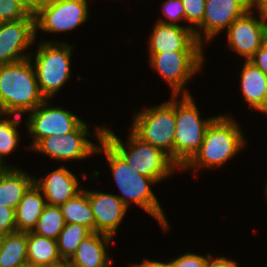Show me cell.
<instances>
[{"label": "cell", "mask_w": 267, "mask_h": 267, "mask_svg": "<svg viewBox=\"0 0 267 267\" xmlns=\"http://www.w3.org/2000/svg\"><path fill=\"white\" fill-rule=\"evenodd\" d=\"M15 231H17L15 210L0 206V238Z\"/></svg>", "instance_id": "cell-32"}, {"label": "cell", "mask_w": 267, "mask_h": 267, "mask_svg": "<svg viewBox=\"0 0 267 267\" xmlns=\"http://www.w3.org/2000/svg\"><path fill=\"white\" fill-rule=\"evenodd\" d=\"M163 5V14L169 19H158V22L164 24L178 25L177 21L185 19V10L181 0H166Z\"/></svg>", "instance_id": "cell-30"}, {"label": "cell", "mask_w": 267, "mask_h": 267, "mask_svg": "<svg viewBox=\"0 0 267 267\" xmlns=\"http://www.w3.org/2000/svg\"><path fill=\"white\" fill-rule=\"evenodd\" d=\"M105 126L96 129V137L100 145L97 152L103 150L111 168L115 182L122 194L117 195L127 206L133 202L149 213L160 223L164 231L169 224L164 215L151 185L157 183L154 179L138 173L128 162L103 138ZM131 202V203H130Z\"/></svg>", "instance_id": "cell-1"}, {"label": "cell", "mask_w": 267, "mask_h": 267, "mask_svg": "<svg viewBox=\"0 0 267 267\" xmlns=\"http://www.w3.org/2000/svg\"><path fill=\"white\" fill-rule=\"evenodd\" d=\"M264 44L267 45V23H266V26H265V37H264Z\"/></svg>", "instance_id": "cell-39"}, {"label": "cell", "mask_w": 267, "mask_h": 267, "mask_svg": "<svg viewBox=\"0 0 267 267\" xmlns=\"http://www.w3.org/2000/svg\"><path fill=\"white\" fill-rule=\"evenodd\" d=\"M33 184L34 177L16 167L0 168V206L15 210Z\"/></svg>", "instance_id": "cell-20"}, {"label": "cell", "mask_w": 267, "mask_h": 267, "mask_svg": "<svg viewBox=\"0 0 267 267\" xmlns=\"http://www.w3.org/2000/svg\"><path fill=\"white\" fill-rule=\"evenodd\" d=\"M65 225L60 207L47 204L31 232L56 240Z\"/></svg>", "instance_id": "cell-26"}, {"label": "cell", "mask_w": 267, "mask_h": 267, "mask_svg": "<svg viewBox=\"0 0 267 267\" xmlns=\"http://www.w3.org/2000/svg\"><path fill=\"white\" fill-rule=\"evenodd\" d=\"M248 10V0H206L202 24L194 31L195 38L204 44L199 29L204 32L205 40H211Z\"/></svg>", "instance_id": "cell-14"}, {"label": "cell", "mask_w": 267, "mask_h": 267, "mask_svg": "<svg viewBox=\"0 0 267 267\" xmlns=\"http://www.w3.org/2000/svg\"><path fill=\"white\" fill-rule=\"evenodd\" d=\"M71 51V45L58 41L39 44L33 66L39 90L45 99L52 98L70 79Z\"/></svg>", "instance_id": "cell-6"}, {"label": "cell", "mask_w": 267, "mask_h": 267, "mask_svg": "<svg viewBox=\"0 0 267 267\" xmlns=\"http://www.w3.org/2000/svg\"><path fill=\"white\" fill-rule=\"evenodd\" d=\"M131 129L143 141L161 149L173 161L175 96L172 100L135 114Z\"/></svg>", "instance_id": "cell-7"}, {"label": "cell", "mask_w": 267, "mask_h": 267, "mask_svg": "<svg viewBox=\"0 0 267 267\" xmlns=\"http://www.w3.org/2000/svg\"><path fill=\"white\" fill-rule=\"evenodd\" d=\"M248 10L236 19L227 29V42L233 51L249 61L256 51L264 44L267 15L259 12L260 20L252 16Z\"/></svg>", "instance_id": "cell-13"}, {"label": "cell", "mask_w": 267, "mask_h": 267, "mask_svg": "<svg viewBox=\"0 0 267 267\" xmlns=\"http://www.w3.org/2000/svg\"><path fill=\"white\" fill-rule=\"evenodd\" d=\"M54 0H23L24 5L35 13L40 7L51 4Z\"/></svg>", "instance_id": "cell-35"}, {"label": "cell", "mask_w": 267, "mask_h": 267, "mask_svg": "<svg viewBox=\"0 0 267 267\" xmlns=\"http://www.w3.org/2000/svg\"><path fill=\"white\" fill-rule=\"evenodd\" d=\"M35 183L27 190L15 209L17 231L29 232L34 229L47 202Z\"/></svg>", "instance_id": "cell-21"}, {"label": "cell", "mask_w": 267, "mask_h": 267, "mask_svg": "<svg viewBox=\"0 0 267 267\" xmlns=\"http://www.w3.org/2000/svg\"><path fill=\"white\" fill-rule=\"evenodd\" d=\"M249 61L267 76V45L263 44Z\"/></svg>", "instance_id": "cell-33"}, {"label": "cell", "mask_w": 267, "mask_h": 267, "mask_svg": "<svg viewBox=\"0 0 267 267\" xmlns=\"http://www.w3.org/2000/svg\"><path fill=\"white\" fill-rule=\"evenodd\" d=\"M66 224L78 223L95 231V218L88 198V191L83 189L74 198L60 206Z\"/></svg>", "instance_id": "cell-24"}, {"label": "cell", "mask_w": 267, "mask_h": 267, "mask_svg": "<svg viewBox=\"0 0 267 267\" xmlns=\"http://www.w3.org/2000/svg\"><path fill=\"white\" fill-rule=\"evenodd\" d=\"M245 142L237 122L228 115L220 114L206 129L199 150L180 170L194 168L196 172L201 166H221L243 149Z\"/></svg>", "instance_id": "cell-3"}, {"label": "cell", "mask_w": 267, "mask_h": 267, "mask_svg": "<svg viewBox=\"0 0 267 267\" xmlns=\"http://www.w3.org/2000/svg\"><path fill=\"white\" fill-rule=\"evenodd\" d=\"M112 237L92 232L77 247L76 252L67 261L69 267H111L112 260L107 255L106 246Z\"/></svg>", "instance_id": "cell-18"}, {"label": "cell", "mask_w": 267, "mask_h": 267, "mask_svg": "<svg viewBox=\"0 0 267 267\" xmlns=\"http://www.w3.org/2000/svg\"><path fill=\"white\" fill-rule=\"evenodd\" d=\"M47 267H69L68 263L66 261H64L61 264L55 265V266H47Z\"/></svg>", "instance_id": "cell-38"}, {"label": "cell", "mask_w": 267, "mask_h": 267, "mask_svg": "<svg viewBox=\"0 0 267 267\" xmlns=\"http://www.w3.org/2000/svg\"><path fill=\"white\" fill-rule=\"evenodd\" d=\"M103 138L138 173L154 179L157 183L169 177L177 168L179 169L165 152L143 141L132 130L124 144L108 128L104 129Z\"/></svg>", "instance_id": "cell-4"}, {"label": "cell", "mask_w": 267, "mask_h": 267, "mask_svg": "<svg viewBox=\"0 0 267 267\" xmlns=\"http://www.w3.org/2000/svg\"><path fill=\"white\" fill-rule=\"evenodd\" d=\"M88 198L95 218V231L113 238L128 207L111 193L88 191Z\"/></svg>", "instance_id": "cell-16"}, {"label": "cell", "mask_w": 267, "mask_h": 267, "mask_svg": "<svg viewBox=\"0 0 267 267\" xmlns=\"http://www.w3.org/2000/svg\"><path fill=\"white\" fill-rule=\"evenodd\" d=\"M28 232L15 231L0 238V267L27 265Z\"/></svg>", "instance_id": "cell-23"}, {"label": "cell", "mask_w": 267, "mask_h": 267, "mask_svg": "<svg viewBox=\"0 0 267 267\" xmlns=\"http://www.w3.org/2000/svg\"><path fill=\"white\" fill-rule=\"evenodd\" d=\"M21 267H31V266L27 264V265H24V266H21Z\"/></svg>", "instance_id": "cell-40"}, {"label": "cell", "mask_w": 267, "mask_h": 267, "mask_svg": "<svg viewBox=\"0 0 267 267\" xmlns=\"http://www.w3.org/2000/svg\"><path fill=\"white\" fill-rule=\"evenodd\" d=\"M265 191H266V193H265V194H266V198H267V185H266V189H265Z\"/></svg>", "instance_id": "cell-41"}, {"label": "cell", "mask_w": 267, "mask_h": 267, "mask_svg": "<svg viewBox=\"0 0 267 267\" xmlns=\"http://www.w3.org/2000/svg\"><path fill=\"white\" fill-rule=\"evenodd\" d=\"M91 233L92 231L84 225L78 223L66 224L56 239L61 258L67 262L76 252L82 240Z\"/></svg>", "instance_id": "cell-25"}, {"label": "cell", "mask_w": 267, "mask_h": 267, "mask_svg": "<svg viewBox=\"0 0 267 267\" xmlns=\"http://www.w3.org/2000/svg\"><path fill=\"white\" fill-rule=\"evenodd\" d=\"M35 18L0 23V65L13 64L30 58L24 54L36 40Z\"/></svg>", "instance_id": "cell-12"}, {"label": "cell", "mask_w": 267, "mask_h": 267, "mask_svg": "<svg viewBox=\"0 0 267 267\" xmlns=\"http://www.w3.org/2000/svg\"><path fill=\"white\" fill-rule=\"evenodd\" d=\"M88 125L82 122L73 132L40 139L32 149L56 160H82L97 152L98 146L89 141Z\"/></svg>", "instance_id": "cell-10"}, {"label": "cell", "mask_w": 267, "mask_h": 267, "mask_svg": "<svg viewBox=\"0 0 267 267\" xmlns=\"http://www.w3.org/2000/svg\"><path fill=\"white\" fill-rule=\"evenodd\" d=\"M181 1L185 10V21L194 24L191 25L190 28L193 31H195L196 27L198 28L202 24L206 0H181Z\"/></svg>", "instance_id": "cell-29"}, {"label": "cell", "mask_w": 267, "mask_h": 267, "mask_svg": "<svg viewBox=\"0 0 267 267\" xmlns=\"http://www.w3.org/2000/svg\"><path fill=\"white\" fill-rule=\"evenodd\" d=\"M150 53H162L177 50H202L201 44L194 35L190 25L164 24L156 22L149 37Z\"/></svg>", "instance_id": "cell-15"}, {"label": "cell", "mask_w": 267, "mask_h": 267, "mask_svg": "<svg viewBox=\"0 0 267 267\" xmlns=\"http://www.w3.org/2000/svg\"><path fill=\"white\" fill-rule=\"evenodd\" d=\"M35 18L34 13L24 5L23 0H0V23Z\"/></svg>", "instance_id": "cell-28"}, {"label": "cell", "mask_w": 267, "mask_h": 267, "mask_svg": "<svg viewBox=\"0 0 267 267\" xmlns=\"http://www.w3.org/2000/svg\"><path fill=\"white\" fill-rule=\"evenodd\" d=\"M241 91L249 106L267 114V76L252 62L245 61L241 70Z\"/></svg>", "instance_id": "cell-19"}, {"label": "cell", "mask_w": 267, "mask_h": 267, "mask_svg": "<svg viewBox=\"0 0 267 267\" xmlns=\"http://www.w3.org/2000/svg\"><path fill=\"white\" fill-rule=\"evenodd\" d=\"M88 12L87 0H54L34 13L35 32L37 29L51 33L70 31L89 18Z\"/></svg>", "instance_id": "cell-9"}, {"label": "cell", "mask_w": 267, "mask_h": 267, "mask_svg": "<svg viewBox=\"0 0 267 267\" xmlns=\"http://www.w3.org/2000/svg\"><path fill=\"white\" fill-rule=\"evenodd\" d=\"M175 135L173 162L181 169L199 150L206 129L217 117L201 119L193 97L188 90L182 93V100L175 96Z\"/></svg>", "instance_id": "cell-5"}, {"label": "cell", "mask_w": 267, "mask_h": 267, "mask_svg": "<svg viewBox=\"0 0 267 267\" xmlns=\"http://www.w3.org/2000/svg\"><path fill=\"white\" fill-rule=\"evenodd\" d=\"M257 8V12L264 13L267 15V0H248V8L252 9Z\"/></svg>", "instance_id": "cell-36"}, {"label": "cell", "mask_w": 267, "mask_h": 267, "mask_svg": "<svg viewBox=\"0 0 267 267\" xmlns=\"http://www.w3.org/2000/svg\"><path fill=\"white\" fill-rule=\"evenodd\" d=\"M133 267H173L171 262L163 263L160 261L145 259L142 263L133 264Z\"/></svg>", "instance_id": "cell-37"}, {"label": "cell", "mask_w": 267, "mask_h": 267, "mask_svg": "<svg viewBox=\"0 0 267 267\" xmlns=\"http://www.w3.org/2000/svg\"><path fill=\"white\" fill-rule=\"evenodd\" d=\"M57 241L28 232L27 263L31 267L55 266L63 263Z\"/></svg>", "instance_id": "cell-22"}, {"label": "cell", "mask_w": 267, "mask_h": 267, "mask_svg": "<svg viewBox=\"0 0 267 267\" xmlns=\"http://www.w3.org/2000/svg\"><path fill=\"white\" fill-rule=\"evenodd\" d=\"M211 255L208 253L206 257L186 253L176 259L170 260L173 267H208Z\"/></svg>", "instance_id": "cell-31"}, {"label": "cell", "mask_w": 267, "mask_h": 267, "mask_svg": "<svg viewBox=\"0 0 267 267\" xmlns=\"http://www.w3.org/2000/svg\"><path fill=\"white\" fill-rule=\"evenodd\" d=\"M203 50H177L150 53V66L171 86L173 96L179 95L187 80L201 71Z\"/></svg>", "instance_id": "cell-8"}, {"label": "cell", "mask_w": 267, "mask_h": 267, "mask_svg": "<svg viewBox=\"0 0 267 267\" xmlns=\"http://www.w3.org/2000/svg\"><path fill=\"white\" fill-rule=\"evenodd\" d=\"M34 183L41 190L47 204L55 206L64 204L83 190L79 187L76 176L63 166L48 173L45 178L34 179Z\"/></svg>", "instance_id": "cell-17"}, {"label": "cell", "mask_w": 267, "mask_h": 267, "mask_svg": "<svg viewBox=\"0 0 267 267\" xmlns=\"http://www.w3.org/2000/svg\"><path fill=\"white\" fill-rule=\"evenodd\" d=\"M208 267H238V265L236 261L223 256L215 259L211 257Z\"/></svg>", "instance_id": "cell-34"}, {"label": "cell", "mask_w": 267, "mask_h": 267, "mask_svg": "<svg viewBox=\"0 0 267 267\" xmlns=\"http://www.w3.org/2000/svg\"><path fill=\"white\" fill-rule=\"evenodd\" d=\"M48 99L29 114L27 120L28 133L33 136L30 149L40 140L48 136L73 132L83 121L76 115L61 107H48ZM48 107V108H47Z\"/></svg>", "instance_id": "cell-11"}, {"label": "cell", "mask_w": 267, "mask_h": 267, "mask_svg": "<svg viewBox=\"0 0 267 267\" xmlns=\"http://www.w3.org/2000/svg\"><path fill=\"white\" fill-rule=\"evenodd\" d=\"M31 57L0 65V116L33 111L46 99L41 94Z\"/></svg>", "instance_id": "cell-2"}, {"label": "cell", "mask_w": 267, "mask_h": 267, "mask_svg": "<svg viewBox=\"0 0 267 267\" xmlns=\"http://www.w3.org/2000/svg\"><path fill=\"white\" fill-rule=\"evenodd\" d=\"M11 116L13 119L0 120V163L4 165L3 156L11 154L19 144V132L16 127L20 125L21 120L16 119L20 116L17 115H5Z\"/></svg>", "instance_id": "cell-27"}]
</instances>
